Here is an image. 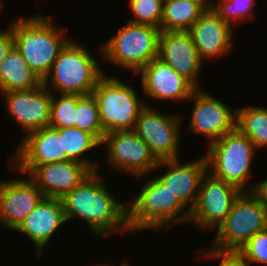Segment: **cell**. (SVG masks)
Masks as SVG:
<instances>
[{"label":"cell","instance_id":"obj_23","mask_svg":"<svg viewBox=\"0 0 267 266\" xmlns=\"http://www.w3.org/2000/svg\"><path fill=\"white\" fill-rule=\"evenodd\" d=\"M205 10L188 0H164L161 31H188Z\"/></svg>","mask_w":267,"mask_h":266},{"label":"cell","instance_id":"obj_18","mask_svg":"<svg viewBox=\"0 0 267 266\" xmlns=\"http://www.w3.org/2000/svg\"><path fill=\"white\" fill-rule=\"evenodd\" d=\"M143 92L150 98L170 101H189L196 88L158 57L139 72Z\"/></svg>","mask_w":267,"mask_h":266},{"label":"cell","instance_id":"obj_1","mask_svg":"<svg viewBox=\"0 0 267 266\" xmlns=\"http://www.w3.org/2000/svg\"><path fill=\"white\" fill-rule=\"evenodd\" d=\"M98 174L94 171L61 198L66 221L79 217L95 235L108 237L117 230L129 233L128 204L117 201Z\"/></svg>","mask_w":267,"mask_h":266},{"label":"cell","instance_id":"obj_21","mask_svg":"<svg viewBox=\"0 0 267 266\" xmlns=\"http://www.w3.org/2000/svg\"><path fill=\"white\" fill-rule=\"evenodd\" d=\"M65 222L61 198L44 197L15 231L31 239L40 258L43 248L47 247L56 230Z\"/></svg>","mask_w":267,"mask_h":266},{"label":"cell","instance_id":"obj_12","mask_svg":"<svg viewBox=\"0 0 267 266\" xmlns=\"http://www.w3.org/2000/svg\"><path fill=\"white\" fill-rule=\"evenodd\" d=\"M189 99L194 106L188 131L208 138V145L236 128L237 111L220 99L203 89H196Z\"/></svg>","mask_w":267,"mask_h":266},{"label":"cell","instance_id":"obj_20","mask_svg":"<svg viewBox=\"0 0 267 266\" xmlns=\"http://www.w3.org/2000/svg\"><path fill=\"white\" fill-rule=\"evenodd\" d=\"M233 26L226 23L214 10L205 11L188 30L199 58L210 60L223 57L233 45Z\"/></svg>","mask_w":267,"mask_h":266},{"label":"cell","instance_id":"obj_4","mask_svg":"<svg viewBox=\"0 0 267 266\" xmlns=\"http://www.w3.org/2000/svg\"><path fill=\"white\" fill-rule=\"evenodd\" d=\"M267 228V202L259 191H242L226 219L216 229L209 248L218 252H238L257 232Z\"/></svg>","mask_w":267,"mask_h":266},{"label":"cell","instance_id":"obj_7","mask_svg":"<svg viewBox=\"0 0 267 266\" xmlns=\"http://www.w3.org/2000/svg\"><path fill=\"white\" fill-rule=\"evenodd\" d=\"M161 30L147 24L128 22L101 47L105 61L135 73L158 57Z\"/></svg>","mask_w":267,"mask_h":266},{"label":"cell","instance_id":"obj_28","mask_svg":"<svg viewBox=\"0 0 267 266\" xmlns=\"http://www.w3.org/2000/svg\"><path fill=\"white\" fill-rule=\"evenodd\" d=\"M255 0H218V4H214L213 10L230 26L240 19L254 20L255 12L253 6ZM232 23V24H231Z\"/></svg>","mask_w":267,"mask_h":266},{"label":"cell","instance_id":"obj_13","mask_svg":"<svg viewBox=\"0 0 267 266\" xmlns=\"http://www.w3.org/2000/svg\"><path fill=\"white\" fill-rule=\"evenodd\" d=\"M23 138L9 163L14 164L9 168L19 170L22 175L29 174L37 166L66 161L62 137L54 128L43 127Z\"/></svg>","mask_w":267,"mask_h":266},{"label":"cell","instance_id":"obj_2","mask_svg":"<svg viewBox=\"0 0 267 266\" xmlns=\"http://www.w3.org/2000/svg\"><path fill=\"white\" fill-rule=\"evenodd\" d=\"M53 23L50 18L38 14L12 21L14 46L41 80L71 40Z\"/></svg>","mask_w":267,"mask_h":266},{"label":"cell","instance_id":"obj_19","mask_svg":"<svg viewBox=\"0 0 267 266\" xmlns=\"http://www.w3.org/2000/svg\"><path fill=\"white\" fill-rule=\"evenodd\" d=\"M179 158L159 161L157 167L167 166L165 174L156 178L177 196L190 210L195 206L200 183L208 171L206 156L181 163Z\"/></svg>","mask_w":267,"mask_h":266},{"label":"cell","instance_id":"obj_27","mask_svg":"<svg viewBox=\"0 0 267 266\" xmlns=\"http://www.w3.org/2000/svg\"><path fill=\"white\" fill-rule=\"evenodd\" d=\"M52 92L49 127L71 128L75 127V113L77 101L82 97L77 94H60L59 97ZM61 95V96H60Z\"/></svg>","mask_w":267,"mask_h":266},{"label":"cell","instance_id":"obj_15","mask_svg":"<svg viewBox=\"0 0 267 266\" xmlns=\"http://www.w3.org/2000/svg\"><path fill=\"white\" fill-rule=\"evenodd\" d=\"M158 58L188 80L196 89L199 87V72L202 60L189 31H161Z\"/></svg>","mask_w":267,"mask_h":266},{"label":"cell","instance_id":"obj_33","mask_svg":"<svg viewBox=\"0 0 267 266\" xmlns=\"http://www.w3.org/2000/svg\"><path fill=\"white\" fill-rule=\"evenodd\" d=\"M254 186V187H253ZM250 191H256L259 190L265 197V200L267 202V178L258 181L257 184L254 183L251 188H249Z\"/></svg>","mask_w":267,"mask_h":266},{"label":"cell","instance_id":"obj_6","mask_svg":"<svg viewBox=\"0 0 267 266\" xmlns=\"http://www.w3.org/2000/svg\"><path fill=\"white\" fill-rule=\"evenodd\" d=\"M207 149L205 156L208 172L215 178L237 186L241 191H250L247 184L257 149L245 134L236 127L208 145Z\"/></svg>","mask_w":267,"mask_h":266},{"label":"cell","instance_id":"obj_29","mask_svg":"<svg viewBox=\"0 0 267 266\" xmlns=\"http://www.w3.org/2000/svg\"><path fill=\"white\" fill-rule=\"evenodd\" d=\"M164 0H129L135 15L129 22L147 24L160 29Z\"/></svg>","mask_w":267,"mask_h":266},{"label":"cell","instance_id":"obj_32","mask_svg":"<svg viewBox=\"0 0 267 266\" xmlns=\"http://www.w3.org/2000/svg\"><path fill=\"white\" fill-rule=\"evenodd\" d=\"M14 46V36L12 31V22L9 24L8 29L0 31V67L8 52Z\"/></svg>","mask_w":267,"mask_h":266},{"label":"cell","instance_id":"obj_17","mask_svg":"<svg viewBox=\"0 0 267 266\" xmlns=\"http://www.w3.org/2000/svg\"><path fill=\"white\" fill-rule=\"evenodd\" d=\"M94 171L86 164L66 160L35 167L29 174L44 197L62 198L78 187Z\"/></svg>","mask_w":267,"mask_h":266},{"label":"cell","instance_id":"obj_22","mask_svg":"<svg viewBox=\"0 0 267 266\" xmlns=\"http://www.w3.org/2000/svg\"><path fill=\"white\" fill-rule=\"evenodd\" d=\"M41 84L42 80L13 46L0 67V93L32 89Z\"/></svg>","mask_w":267,"mask_h":266},{"label":"cell","instance_id":"obj_26","mask_svg":"<svg viewBox=\"0 0 267 266\" xmlns=\"http://www.w3.org/2000/svg\"><path fill=\"white\" fill-rule=\"evenodd\" d=\"M75 127L93 134L100 142L104 131L99 117L98 104L93 94L83 95L77 101Z\"/></svg>","mask_w":267,"mask_h":266},{"label":"cell","instance_id":"obj_16","mask_svg":"<svg viewBox=\"0 0 267 266\" xmlns=\"http://www.w3.org/2000/svg\"><path fill=\"white\" fill-rule=\"evenodd\" d=\"M43 198L31 179L0 180L1 225L15 231Z\"/></svg>","mask_w":267,"mask_h":266},{"label":"cell","instance_id":"obj_10","mask_svg":"<svg viewBox=\"0 0 267 266\" xmlns=\"http://www.w3.org/2000/svg\"><path fill=\"white\" fill-rule=\"evenodd\" d=\"M242 191L235 185L215 178L210 172L203 176L198 198L191 209L189 221L200 230L218 228L231 211Z\"/></svg>","mask_w":267,"mask_h":266},{"label":"cell","instance_id":"obj_14","mask_svg":"<svg viewBox=\"0 0 267 266\" xmlns=\"http://www.w3.org/2000/svg\"><path fill=\"white\" fill-rule=\"evenodd\" d=\"M7 110L25 134L49 126L52 92L45 85L2 93Z\"/></svg>","mask_w":267,"mask_h":266},{"label":"cell","instance_id":"obj_3","mask_svg":"<svg viewBox=\"0 0 267 266\" xmlns=\"http://www.w3.org/2000/svg\"><path fill=\"white\" fill-rule=\"evenodd\" d=\"M190 213L191 210L154 177L146 181L138 196L128 205V227L130 232L170 228L173 224L189 222Z\"/></svg>","mask_w":267,"mask_h":266},{"label":"cell","instance_id":"obj_8","mask_svg":"<svg viewBox=\"0 0 267 266\" xmlns=\"http://www.w3.org/2000/svg\"><path fill=\"white\" fill-rule=\"evenodd\" d=\"M105 134L133 130L141 110L147 105L140 101L132 85L115 77L103 75L92 92Z\"/></svg>","mask_w":267,"mask_h":266},{"label":"cell","instance_id":"obj_9","mask_svg":"<svg viewBox=\"0 0 267 266\" xmlns=\"http://www.w3.org/2000/svg\"><path fill=\"white\" fill-rule=\"evenodd\" d=\"M181 116L160 113L147 104L140 112L133 131L159 161L179 158Z\"/></svg>","mask_w":267,"mask_h":266},{"label":"cell","instance_id":"obj_30","mask_svg":"<svg viewBox=\"0 0 267 266\" xmlns=\"http://www.w3.org/2000/svg\"><path fill=\"white\" fill-rule=\"evenodd\" d=\"M237 253L249 266L252 263L267 265V228L257 232Z\"/></svg>","mask_w":267,"mask_h":266},{"label":"cell","instance_id":"obj_34","mask_svg":"<svg viewBox=\"0 0 267 266\" xmlns=\"http://www.w3.org/2000/svg\"><path fill=\"white\" fill-rule=\"evenodd\" d=\"M188 1L198 4L205 11L213 10L214 2H212L211 0H188Z\"/></svg>","mask_w":267,"mask_h":266},{"label":"cell","instance_id":"obj_35","mask_svg":"<svg viewBox=\"0 0 267 266\" xmlns=\"http://www.w3.org/2000/svg\"><path fill=\"white\" fill-rule=\"evenodd\" d=\"M98 266H104L103 264H98ZM122 266H129V264H127V263H125V261H124V263H122Z\"/></svg>","mask_w":267,"mask_h":266},{"label":"cell","instance_id":"obj_36","mask_svg":"<svg viewBox=\"0 0 267 266\" xmlns=\"http://www.w3.org/2000/svg\"><path fill=\"white\" fill-rule=\"evenodd\" d=\"M4 3L0 0V11L2 10V8L4 7L3 5Z\"/></svg>","mask_w":267,"mask_h":266},{"label":"cell","instance_id":"obj_5","mask_svg":"<svg viewBox=\"0 0 267 266\" xmlns=\"http://www.w3.org/2000/svg\"><path fill=\"white\" fill-rule=\"evenodd\" d=\"M104 74L89 50L70 40L60 51L42 84L49 91L53 89L60 94L83 96L92 94Z\"/></svg>","mask_w":267,"mask_h":266},{"label":"cell","instance_id":"obj_24","mask_svg":"<svg viewBox=\"0 0 267 266\" xmlns=\"http://www.w3.org/2000/svg\"><path fill=\"white\" fill-rule=\"evenodd\" d=\"M62 137L63 152L66 160H74L88 165L93 171H98L97 162L85 159L82 155L91 149L102 145L91 133L80 130L77 127L55 129Z\"/></svg>","mask_w":267,"mask_h":266},{"label":"cell","instance_id":"obj_11","mask_svg":"<svg viewBox=\"0 0 267 266\" xmlns=\"http://www.w3.org/2000/svg\"><path fill=\"white\" fill-rule=\"evenodd\" d=\"M101 144L106 145L107 161L113 169L139 178L158 168L149 147L133 130L104 134Z\"/></svg>","mask_w":267,"mask_h":266},{"label":"cell","instance_id":"obj_25","mask_svg":"<svg viewBox=\"0 0 267 266\" xmlns=\"http://www.w3.org/2000/svg\"><path fill=\"white\" fill-rule=\"evenodd\" d=\"M236 111V127L254 143L257 150L267 147V108L248 106Z\"/></svg>","mask_w":267,"mask_h":266},{"label":"cell","instance_id":"obj_31","mask_svg":"<svg viewBox=\"0 0 267 266\" xmlns=\"http://www.w3.org/2000/svg\"><path fill=\"white\" fill-rule=\"evenodd\" d=\"M201 255L204 259H220L218 266H249L237 252H218L208 248L205 251L201 250Z\"/></svg>","mask_w":267,"mask_h":266}]
</instances>
